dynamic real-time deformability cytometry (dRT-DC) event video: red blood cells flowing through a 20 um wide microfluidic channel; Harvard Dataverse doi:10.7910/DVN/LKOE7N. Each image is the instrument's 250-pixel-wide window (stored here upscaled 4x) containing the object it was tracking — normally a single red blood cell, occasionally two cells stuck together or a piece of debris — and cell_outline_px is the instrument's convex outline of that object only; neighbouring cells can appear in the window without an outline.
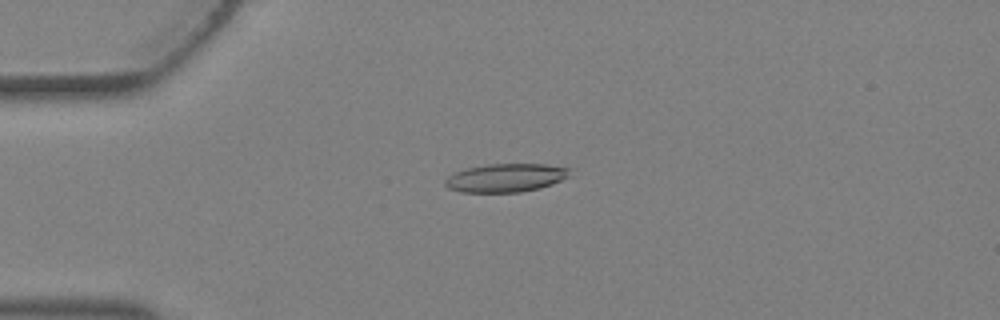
{"species": "Egyptian fruit bat (a non-hibernating species)", "species_latin": "Rousettus aegyptiacus", "temperature_condition": "warm", "stored_images_in_passage": 4, "camera_frame_rate_fps": 3000, "um_per_image_px": 0.085, "animal": {"sex": "female"}, "frame": {"image": 1, "passage_image": 3, "time_ms": 0.667, "image_size_px": [1000, 320], "cell_outline_px": [[572, 168], [568, 176], [552, 184], [540, 188], [520, 192], [460, 192], [448, 188], [444, 184], [444, 180], [448, 176], [456, 172], [468, 168], [488, 164], [544, 164]], "centroid_in_image_um": [42.99, 15.11], "position_along_channel_um": 42.0, "area_um2": 20.58}}
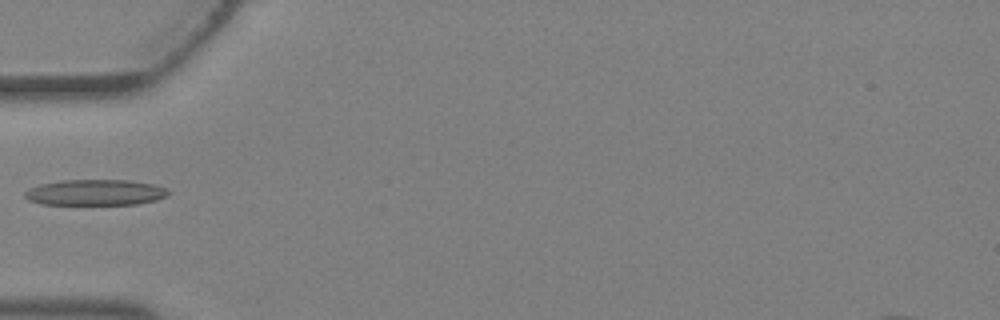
{"frame": {"image": 2, "passage_image": 4, "time_ms": 1.0, "image_size_px": [1000, 320], "cell_outline_px": [[172, 192], [168, 196], [156, 200], [136, 204], [44, 204], [28, 200], [24, 196], [24, 192], [40, 184], [64, 180], [128, 180], [152, 184], [164, 188]], "centroid_in_image_um": [8.13, 16.36], "position_along_channel_um": 76.9, "area_um2": 21.44}}